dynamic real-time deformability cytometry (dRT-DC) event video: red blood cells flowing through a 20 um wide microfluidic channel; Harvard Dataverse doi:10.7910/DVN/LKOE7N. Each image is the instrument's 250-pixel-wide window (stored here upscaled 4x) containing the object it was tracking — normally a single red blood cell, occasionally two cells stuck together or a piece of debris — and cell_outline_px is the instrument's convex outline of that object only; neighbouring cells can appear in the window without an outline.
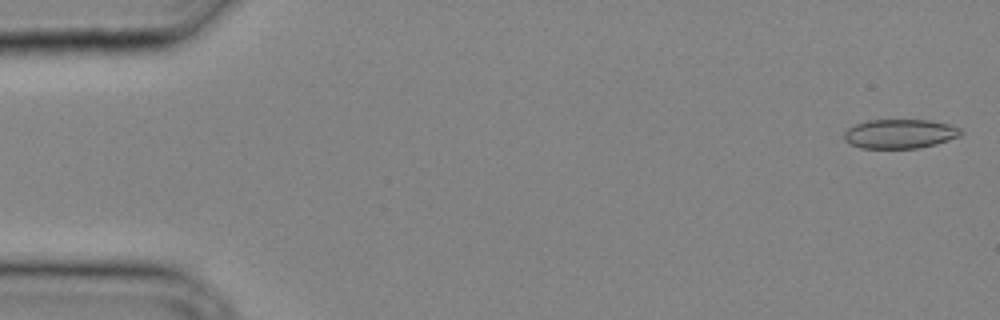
{"species": "common noctule bat (a hibernating species)", "species_latin": "Nyctalus noctula", "temperature_condition": "cold", "stored_images_in_passage": 7, "camera_frame_rate_fps": 3000, "um_per_image_px": 0.085, "animal": {"sex": "male", "body_mass_g": 20.4}, "frame": {"image": 1, "passage_image": 1, "time_ms": 0.0, "image_size_px": [1000, 320], "cell_outline_px": [[964, 132], [960, 136], [936, 144], [916, 148], [860, 148], [844, 140], [844, 132], [848, 128], [856, 124], [868, 120], [932, 120], [948, 124], [960, 128]], "centroid_in_image_um": [76.5, 11.37], "position_along_channel_um": 8.5, "area_um2": 19.88}}